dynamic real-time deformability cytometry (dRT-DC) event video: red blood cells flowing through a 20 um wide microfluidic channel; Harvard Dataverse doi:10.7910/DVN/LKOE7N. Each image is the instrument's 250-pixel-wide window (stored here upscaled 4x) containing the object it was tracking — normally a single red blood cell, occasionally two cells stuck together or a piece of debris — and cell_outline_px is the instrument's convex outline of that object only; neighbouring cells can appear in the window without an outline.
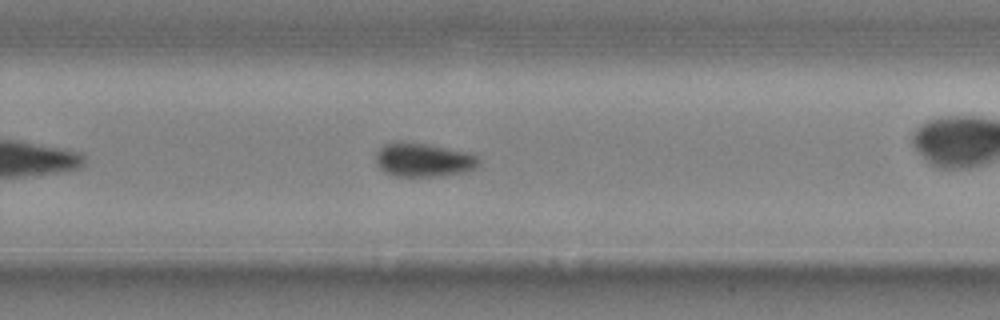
{"species": "common noctule bat (a hibernating species)", "species_latin": "Nyctalus noctula", "temperature_condition": "cold", "stored_images_in_passage": 28, "camera_frame_rate_fps": 3000, "um_per_image_px": 0.085, "animal": {"sex": "male", "body_mass_g": 20.4}, "frame": {"image": 1, "passage_image": 20, "time_ms": 6.333, "image_size_px": [1000, 320], "cell_outline_px": [[480, 164], [476, 168], [460, 172], [440, 176], [392, 176], [384, 172], [380, 168], [376, 160], [376, 152], [384, 144], [424, 144], [468, 152], [480, 156]], "centroid_in_image_um": [36.03, 13.63], "position_along_channel_um": 293.8, "area_um2": 19.77}}